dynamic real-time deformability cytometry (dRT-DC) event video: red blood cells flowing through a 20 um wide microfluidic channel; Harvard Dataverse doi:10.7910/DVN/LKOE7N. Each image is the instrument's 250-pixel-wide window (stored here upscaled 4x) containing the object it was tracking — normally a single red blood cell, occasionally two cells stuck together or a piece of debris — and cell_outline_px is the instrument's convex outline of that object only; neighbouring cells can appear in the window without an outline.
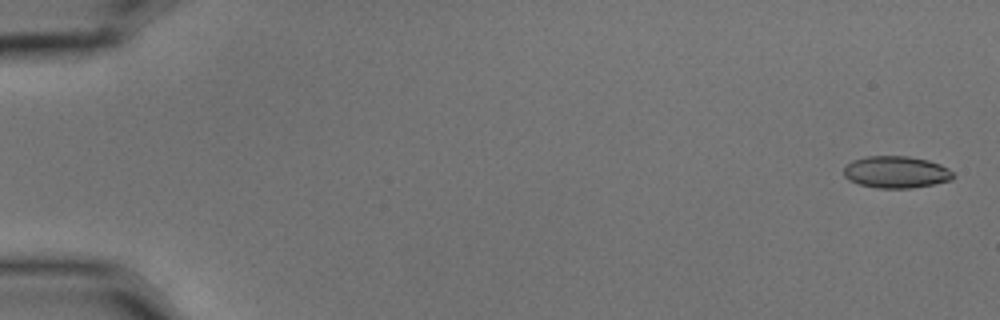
{"species": "common noctule bat (a hibernating species)", "species_latin": "Nyctalus noctula", "temperature_condition": "cold", "stored_images_in_passage": 9, "camera_frame_rate_fps": 3000, "um_per_image_px": 0.085, "animal": {"sex": "male", "body_mass_g": 15.6}, "frame": {"image": 1, "passage_image": 1, "time_ms": 0.0, "image_size_px": [1000, 320], "cell_outline_px": [[956, 176], [952, 180], [912, 188], [876, 188], [860, 184], [848, 180], [844, 176], [844, 168], [852, 160], [868, 156], [908, 156], [928, 160], [940, 164], [948, 168]], "centroid_in_image_um": [76.18, 14.63], "position_along_channel_um": 8.8, "area_um2": 20.4}}
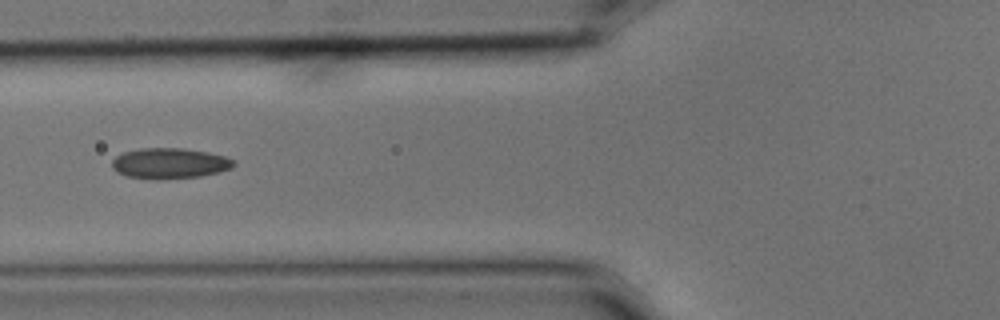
{"frame": {"image": 2, "passage_image": 7, "time_ms": 2.0, "image_size_px": [1000, 320], "cell_outline_px": [[236, 164], [232, 168], [200, 176], [156, 180], [128, 176], [112, 168], [112, 160], [116, 156], [124, 152], [140, 148], [184, 148], [208, 152], [224, 156], [232, 160]], "centroid_in_image_um": [14.41, 13.88], "position_along_channel_um": 111.4, "area_um2": 21.56}}
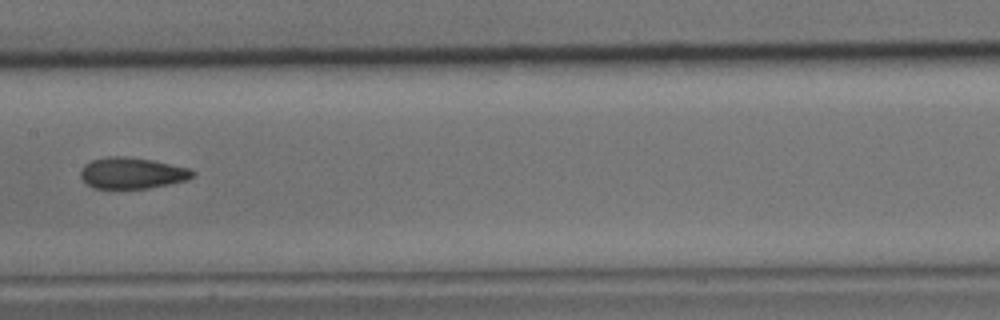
{"frame": {"image": 3, "passage_image": 9, "time_ms": 2.667, "image_size_px": [1000, 320], "cell_outline_px": [[196, 172], [188, 180], [148, 188], [92, 188], [80, 176], [80, 168], [84, 164], [92, 160], [108, 156], [124, 156], [152, 160], [188, 168]], "centroid_in_image_um": [11.2, 14.7], "position_along_channel_um": 196.2, "area_um2": 20.29}}